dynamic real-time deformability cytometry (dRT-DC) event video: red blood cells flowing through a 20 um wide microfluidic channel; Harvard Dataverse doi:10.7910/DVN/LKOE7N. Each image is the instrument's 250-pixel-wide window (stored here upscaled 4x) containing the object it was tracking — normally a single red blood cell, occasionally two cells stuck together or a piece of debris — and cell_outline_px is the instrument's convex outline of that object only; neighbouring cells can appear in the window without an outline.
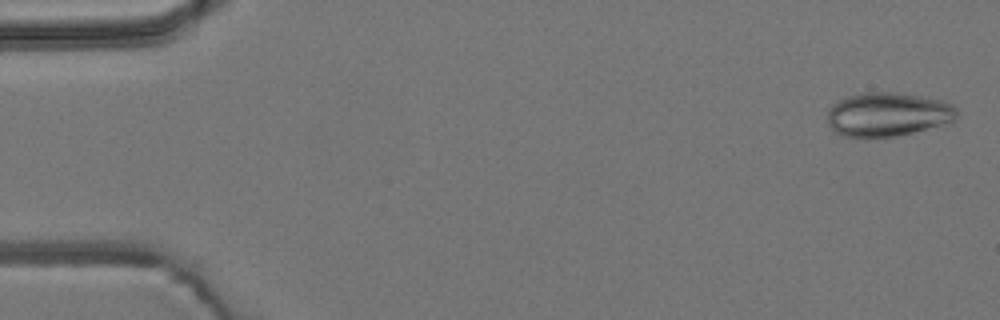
{"species": "common noctule bat (a hibernating species)", "species_latin": "Nyctalus noctula", "temperature_condition": "room temperature", "stored_images_in_passage": 6, "camera_frame_rate_fps": 3000, "um_per_image_px": 0.085, "animal": {"sex": "male", "body_mass_g": 19.2, "forearm_length_mm": 51.8}, "frame": {"image": 1, "passage_image": 1, "time_ms": 0.0, "image_size_px": [1000, 320], "cell_outline_px": [[956, 120], [952, 124], [896, 136], [864, 140], [840, 136], [832, 132], [828, 124], [828, 108], [832, 104], [848, 96], [864, 92], [900, 92], [940, 100], [952, 104], [956, 108]], "centroid_in_image_um": [75.44, 9.77], "position_along_channel_um": 9.6, "area_um2": 34.33}}
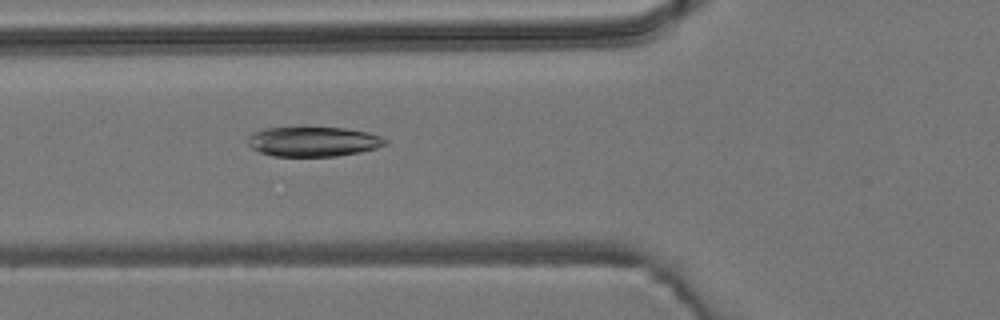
{"frame": {"image": 2, "passage_image": 6, "time_ms": 5.667, "image_size_px": [1000, 320], "cell_outline_px": [[388, 144], [376, 148], [360, 152], [336, 156], [272, 156], [260, 152], [252, 148], [248, 144], [248, 136], [264, 128], [300, 124], [344, 128], [368, 132], [380, 136], [388, 140]], "centroid_in_image_um": [26.61, 11.98], "position_along_channel_um": 99.2, "area_um2": 24.85}}